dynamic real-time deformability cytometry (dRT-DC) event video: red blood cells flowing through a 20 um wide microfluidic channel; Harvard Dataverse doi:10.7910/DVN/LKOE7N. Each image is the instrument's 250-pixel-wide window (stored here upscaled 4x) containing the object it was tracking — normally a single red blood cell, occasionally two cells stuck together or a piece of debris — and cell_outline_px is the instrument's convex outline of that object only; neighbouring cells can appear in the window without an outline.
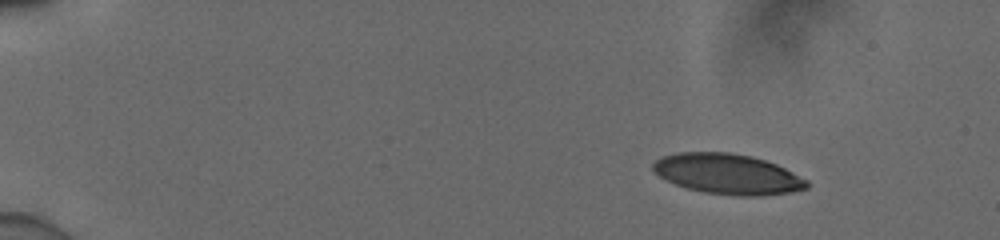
{"species": "human", "species_latin": "Homo sapiens", "temperature_condition": "cold", "stored_images_in_passage": 44, "camera_frame_rate_fps": 3000, "um_per_image_px": 0.085, "donor": {"sex": "male"}, "frame": {"image": 1, "passage_image": 1, "time_ms": 0.0, "image_size_px": [1000, 240], "cell_outline_px": [[808, 188], [788, 192], [752, 196], [740, 196], [704, 192], [688, 188], [676, 184], [660, 176], [652, 168], [652, 164], [660, 156], [676, 152], [728, 152], [752, 156], [776, 164], [808, 180]], "centroid_in_image_um": [61.83, 14.77], "position_along_channel_um": 23.2, "area_um2": 35.84}}
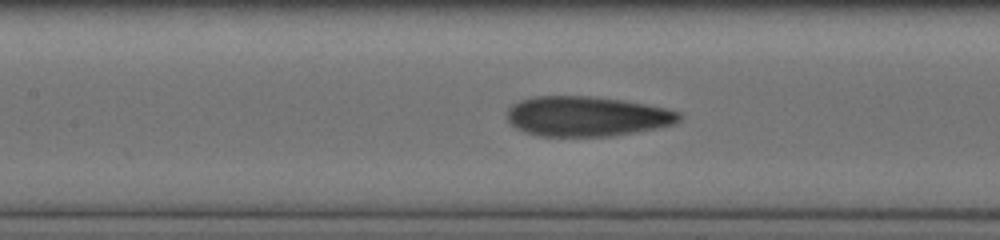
{"frame": {"image": 2, "passage_image": 19, "time_ms": 6.0, "image_size_px": [1000, 240], "cell_outline_px": [[684, 116], [676, 124], [656, 128], [612, 136], [540, 136], [524, 132], [516, 128], [508, 120], [508, 108], [512, 104], [520, 100], [532, 96], [592, 96], [624, 100], [664, 108], [680, 112]], "centroid_in_image_um": [49.88, 9.88], "position_along_channel_um": 157.5, "area_um2": 40.23}}
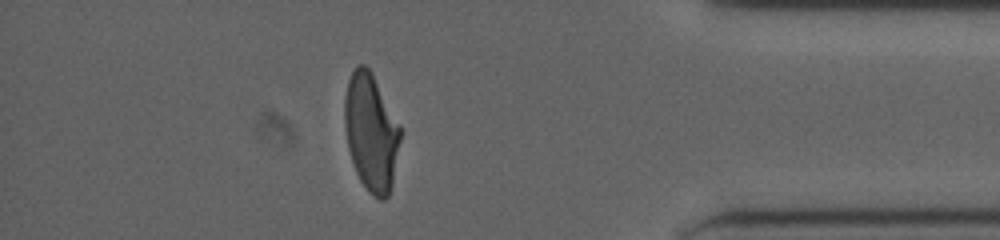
{"frame": {"image": 3, "passage_image": 38, "time_ms": 12.333, "image_size_px": [1000, 240], "cell_outline_px": [[400, 140], [392, 184], [388, 196], [384, 200], [380, 200], [372, 196], [368, 192], [360, 180], [356, 172], [348, 148], [344, 124], [344, 100], [348, 80], [356, 64], [364, 64], [368, 68], [400, 128]], "centroid_in_image_um": [31.51, 11.29], "position_along_channel_um": 403.7, "area_um2": 37.4}, "authors_computed_cell_mechanics": {"area_um2": 38.6104, "velocity_mm_per_s": 3.9156, "shape_relaxation_time_tau1_ms": 3.7932, "shape_relaxation_time_tau2_ms": 0.9928, "deformation_change_tau1": 0.1736, "deformation_change_tau2": 0.0849}}